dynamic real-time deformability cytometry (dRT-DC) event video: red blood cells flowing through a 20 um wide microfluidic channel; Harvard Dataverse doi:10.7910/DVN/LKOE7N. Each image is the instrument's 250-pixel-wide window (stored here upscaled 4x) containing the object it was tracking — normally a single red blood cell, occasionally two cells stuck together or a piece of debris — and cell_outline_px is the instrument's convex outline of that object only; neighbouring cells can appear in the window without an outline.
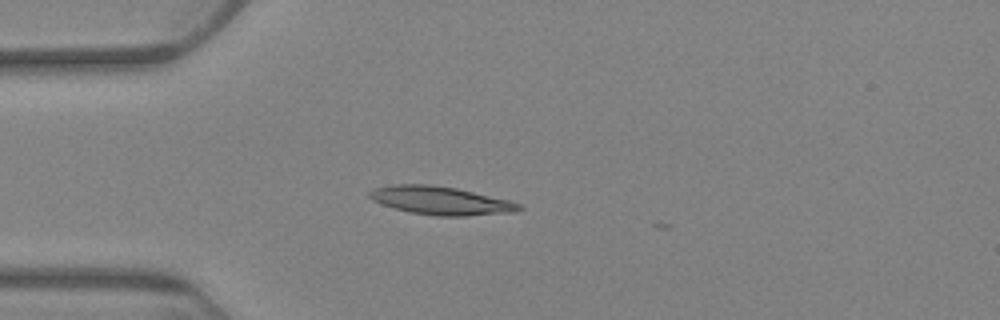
{"species": "Egyptian fruit bat (a non-hibernating species)", "species_latin": "Rousettus aegyptiacus", "temperature_condition": "warm", "stored_images_in_passage": 3, "camera_frame_rate_fps": 3000, "um_per_image_px": 0.085, "animal": {"sex": "female"}, "frame": {"image": 1, "passage_image": 1, "time_ms": 0.0, "image_size_px": [1000, 320], "cell_outline_px": [[524, 208], [516, 212], [464, 216], [436, 216], [412, 212], [396, 208], [372, 200], [368, 196], [368, 192], [376, 188], [392, 184], [428, 184], [456, 188], [508, 200], [520, 204]], "centroid_in_image_um": [37.48, 17.05], "position_along_channel_um": 47.5, "area_um2": 24.39}}
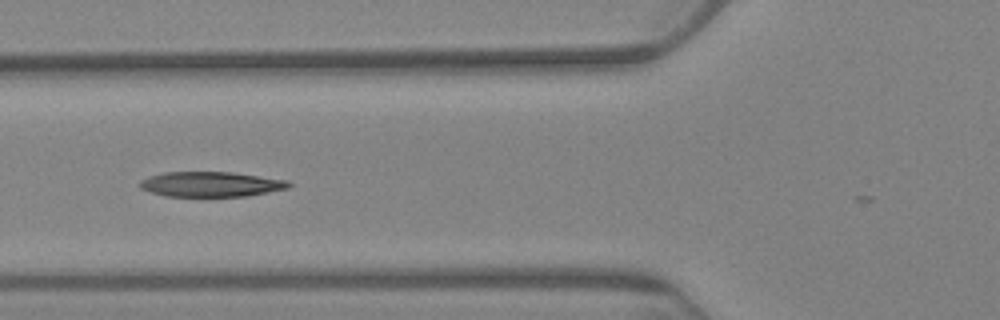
{"frame": {"image": 2, "passage_image": 3, "time_ms": 2.333, "image_size_px": [1000, 320], "cell_outline_px": [[292, 184], [288, 188], [248, 196], [164, 196], [140, 188], [136, 184], [140, 180], [148, 176], [164, 172], [232, 172], [288, 180]], "centroid_in_image_um": [17.9, 15.65], "position_along_channel_um": 107.9, "area_um2": 21.85}}